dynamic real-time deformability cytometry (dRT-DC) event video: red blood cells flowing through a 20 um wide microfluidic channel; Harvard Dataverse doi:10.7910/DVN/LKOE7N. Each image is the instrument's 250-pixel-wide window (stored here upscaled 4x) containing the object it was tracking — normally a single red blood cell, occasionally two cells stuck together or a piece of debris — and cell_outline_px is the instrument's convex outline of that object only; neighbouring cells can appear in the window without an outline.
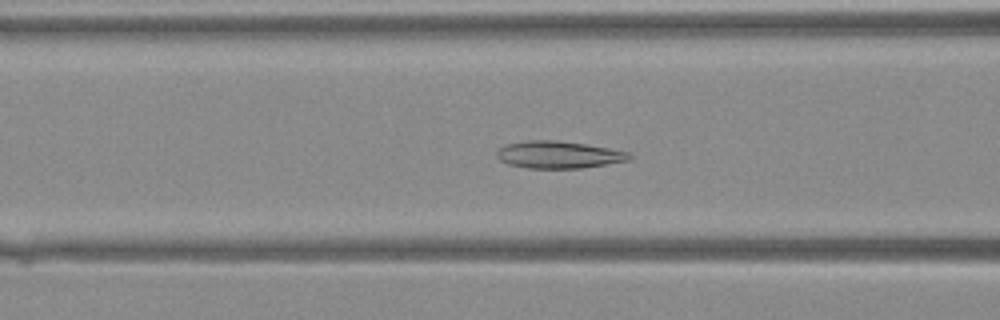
{"species": "Egyptian fruit bat (a non-hibernating species)", "species_latin": "Rousettus aegyptiacus", "temperature_condition": "warm", "stored_images_in_passage": 42, "camera_frame_rate_fps": 3000, "um_per_image_px": 0.085, "animal": {"sex": "female"}, "frame": {"image": 1, "passage_image": 18, "time_ms": 5.667, "image_size_px": [1000, 320], "cell_outline_px": [[632, 156], [628, 160], [608, 164], [580, 168], [528, 168], [508, 164], [500, 160], [496, 156], [496, 152], [504, 144], [524, 140], [556, 140], [584, 144], [632, 152]], "centroid_in_image_um": [47.46, 13.14], "position_along_channel_um": 119.1, "area_um2": 21.1}}
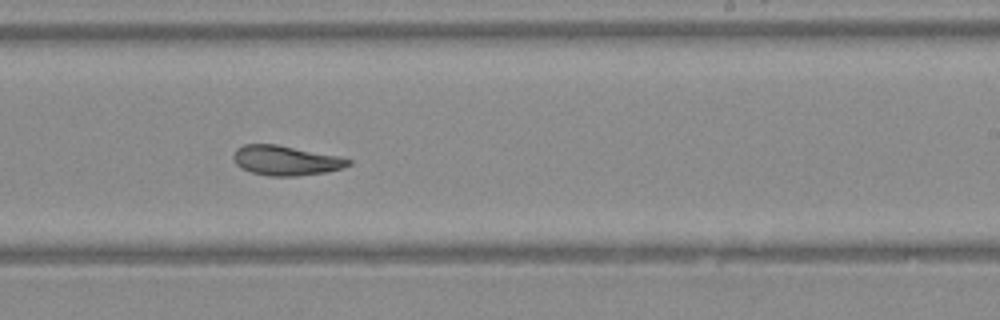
{"frame": {"image": 2, "passage_image": 27, "time_ms": 8.667, "image_size_px": [1000, 320], "cell_outline_px": [[352, 164], [340, 168], [324, 172], [296, 176], [268, 176], [252, 172], [240, 168], [236, 164], [232, 156], [236, 148], [244, 144], [276, 144], [336, 156], [352, 160]], "centroid_in_image_um": [24.23, 13.64], "position_along_channel_um": 264.8, "area_um2": 19.71}}
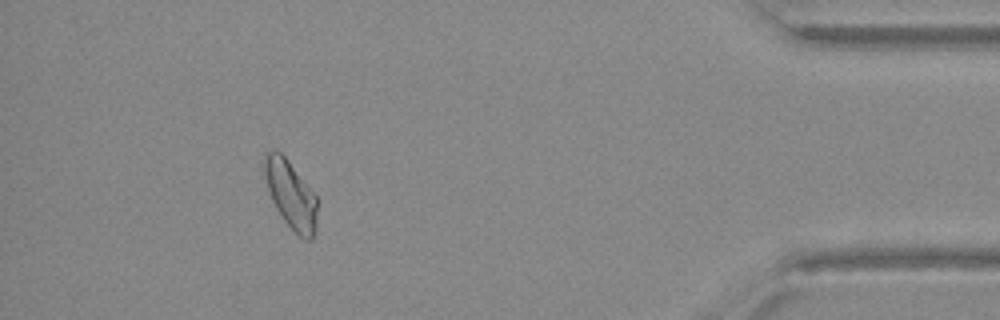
{"frame": {"image": 3, "passage_image": 39, "time_ms": 12.667, "image_size_px": [1000, 320], "cell_outline_px": [[316, 232], [312, 240], [304, 240], [284, 220], [276, 208], [268, 192], [264, 176], [264, 152], [280, 152], [284, 156], [316, 196]], "centroid_in_image_um": [24.7, 16.57], "position_along_channel_um": 410.5, "area_um2": 20.46}}